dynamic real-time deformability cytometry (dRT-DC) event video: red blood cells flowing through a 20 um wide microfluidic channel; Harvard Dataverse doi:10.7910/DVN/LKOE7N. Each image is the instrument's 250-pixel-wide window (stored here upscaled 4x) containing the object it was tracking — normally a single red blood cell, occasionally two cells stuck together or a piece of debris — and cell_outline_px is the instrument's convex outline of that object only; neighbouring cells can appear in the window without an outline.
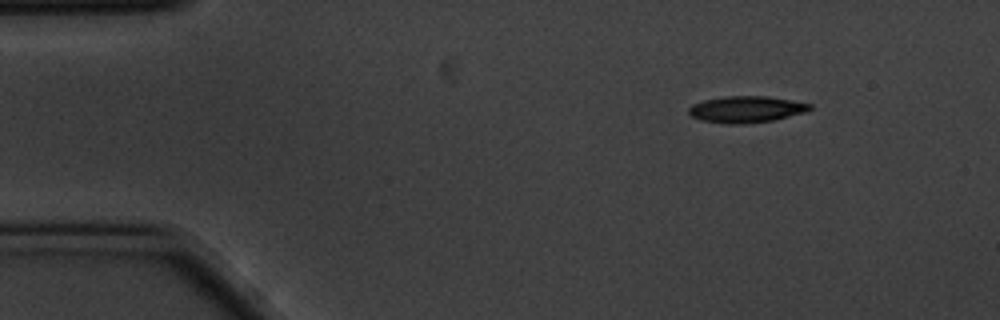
{"species": "common noctule bat (a hibernating species)", "species_latin": "Nyctalus noctula", "temperature_condition": "cold", "stored_images_in_passage": 11, "camera_frame_rate_fps": 3000, "um_per_image_px": 0.085, "animal": {"sex": "male", "body_mass_g": 20.1, "forearm_length_mm": 53.5}, "frame": {"image": 1, "passage_image": 1, "time_ms": 0.0, "image_size_px": [1000, 320], "cell_outline_px": [[812, 108], [808, 112], [772, 120], [740, 124], [728, 124], [700, 120], [692, 116], [688, 112], [688, 108], [692, 104], [704, 100], [724, 96], [768, 96], [792, 100], [812, 104]], "centroid_in_image_um": [63.44, 9.28], "position_along_channel_um": 21.6, "area_um2": 18.79}}
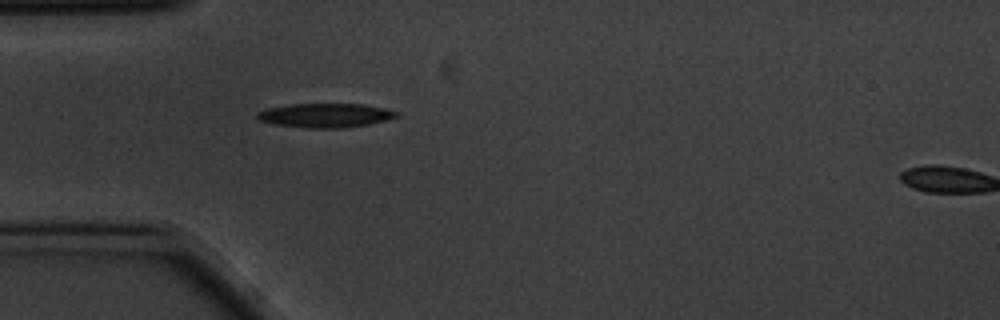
{"frame": {"image": 2, "passage_image": 10, "time_ms": 3.0, "image_size_px": [1000, 320], "cell_outline_px": [[400, 116], [368, 124], [344, 128], [308, 128], [272, 124], [260, 120], [256, 116], [256, 112], [268, 108], [288, 104], [364, 104], [384, 108], [400, 112]], "centroid_in_image_um": [27.65, 9.8], "position_along_channel_um": 57.3, "area_um2": 19.65}}